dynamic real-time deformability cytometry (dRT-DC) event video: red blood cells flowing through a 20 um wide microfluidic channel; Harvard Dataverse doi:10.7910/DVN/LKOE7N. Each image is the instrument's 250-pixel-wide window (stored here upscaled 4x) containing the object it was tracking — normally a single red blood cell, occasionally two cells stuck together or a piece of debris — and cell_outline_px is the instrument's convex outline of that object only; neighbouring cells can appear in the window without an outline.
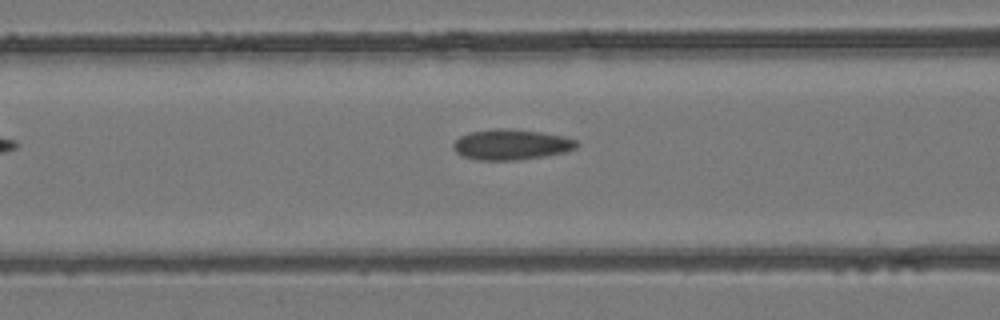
{"species": "common noctule bat (a hibernating species)", "species_latin": "Nyctalus noctula", "temperature_condition": "room temperature", "stored_images_in_passage": 5, "segment_of_instrument_passage": [1, 2], "camera_frame_rate_fps": 3000, "um_per_image_px": 0.085, "animal": {"sex": "female", "body_mass_g": 24.6, "forearm_length_mm": 56.2}, "frame": {"image": 1, "passage_image": 4, "time_ms": 3.333, "image_size_px": [1000, 320], "cell_outline_px": [[580, 144], [576, 148], [564, 152], [544, 156], [516, 160], [476, 160], [460, 156], [452, 148], [452, 144], [460, 136], [468, 132], [496, 128], [512, 128], [540, 132], [564, 136], [576, 140]], "centroid_in_image_um": [43.42, 12.28], "position_along_channel_um": 123.2, "area_um2": 22.2}}